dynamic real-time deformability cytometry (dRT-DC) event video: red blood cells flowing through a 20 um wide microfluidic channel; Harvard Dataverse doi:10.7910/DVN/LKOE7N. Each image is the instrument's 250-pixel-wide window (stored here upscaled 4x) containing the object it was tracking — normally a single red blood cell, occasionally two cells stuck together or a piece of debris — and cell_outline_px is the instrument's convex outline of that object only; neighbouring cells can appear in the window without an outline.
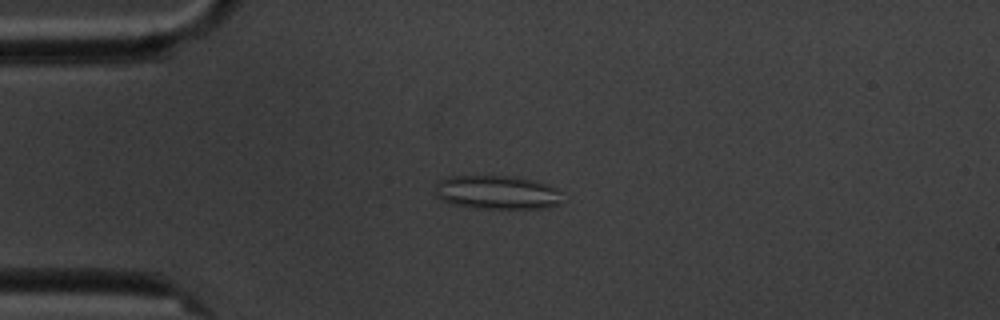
{"species": "common noctule bat (a hibernating species)", "species_latin": "Nyctalus noctula", "temperature_condition": "cold", "stored_images_in_passage": 8, "camera_frame_rate_fps": 3000, "um_per_image_px": 0.085, "animal": {"sex": "male", "body_mass_g": 20.1, "forearm_length_mm": 53.5}, "frame": {"image": 1, "passage_image": 2, "time_ms": 1.0, "image_size_px": [1000, 320], "cell_outline_px": [[560, 204], [548, 208], [476, 208], [452, 204], [436, 196], [436, 184], [440, 180], [448, 176], [504, 176], [532, 180], [548, 184], [556, 188], [560, 192]], "centroid_in_image_um": [42.25, 16.36], "position_along_channel_um": 42.8, "area_um2": 24.85}}
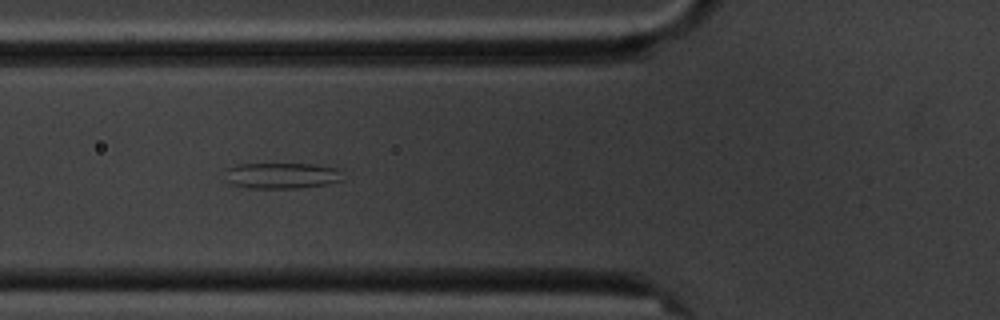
{"frame": {"image": 2, "passage_image": 4, "time_ms": 3.333, "image_size_px": [1000, 320], "cell_outline_px": [[344, 180], [328, 184], [296, 188], [248, 188], [232, 184], [228, 180], [228, 168], [240, 164], [316, 164], [336, 168]], "centroid_in_image_um": [24.0, 14.93], "position_along_channel_um": 101.8, "area_um2": 17.51}}
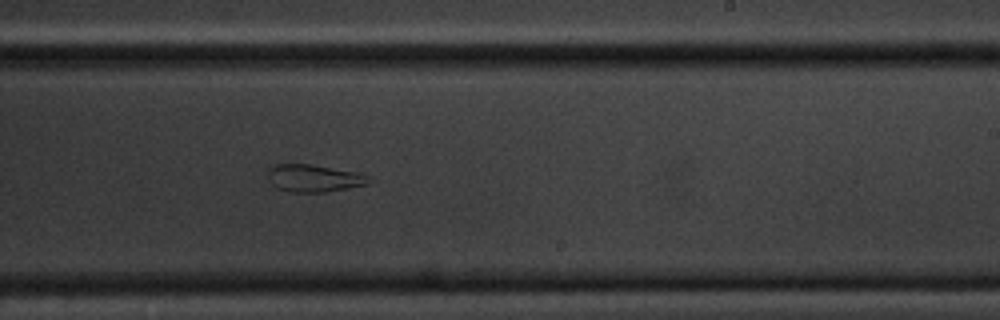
{"frame": {"image": 3, "passage_image": 8, "time_ms": 8.0, "image_size_px": [1000, 320], "cell_outline_px": [[376, 180], [368, 184], [324, 192], [292, 192], [276, 188], [268, 180], [268, 168], [276, 164], [312, 164], [360, 172]], "centroid_in_image_um": [26.72, 15.14], "position_along_channel_um": 262.3, "area_um2": 16.42}}